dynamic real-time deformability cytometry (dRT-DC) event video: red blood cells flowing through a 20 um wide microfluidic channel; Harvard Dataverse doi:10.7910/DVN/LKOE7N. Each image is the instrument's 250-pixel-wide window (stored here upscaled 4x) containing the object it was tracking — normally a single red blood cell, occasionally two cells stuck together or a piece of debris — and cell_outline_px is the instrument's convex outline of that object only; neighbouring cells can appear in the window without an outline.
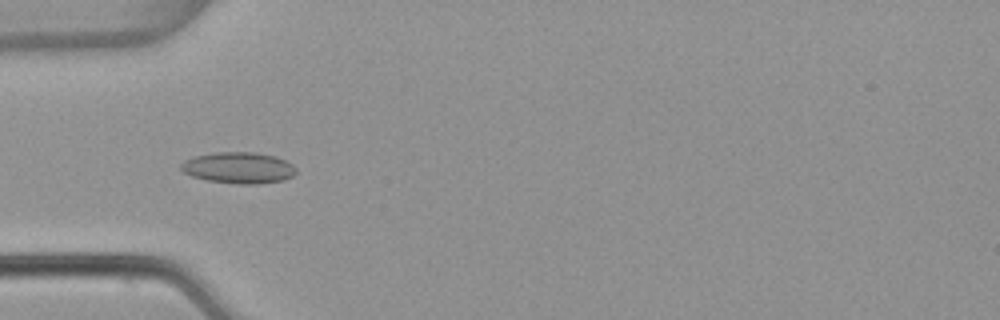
{"species": "common noctule bat (a hibernating species)", "species_latin": "Nyctalus noctula", "temperature_condition": "warm", "stored_images_in_passage": 53, "camera_frame_rate_fps": 3000, "um_per_image_px": 0.085, "animal": {"sex": "female", "body_mass_g": 22.7, "forearm_length_mm": 54.2}, "frame": {"image": 1, "passage_image": 17, "time_ms": 5.333, "image_size_px": [1000, 320], "cell_outline_px": [[296, 172], [292, 176], [284, 180], [260, 184], [236, 184], [208, 180], [192, 176], [184, 172], [180, 168], [180, 164], [184, 160], [196, 156], [212, 152], [256, 152], [276, 156], [292, 164], [296, 168]], "centroid_in_image_um": [20.29, 14.26], "position_along_channel_um": 64.7, "area_um2": 21.1}}
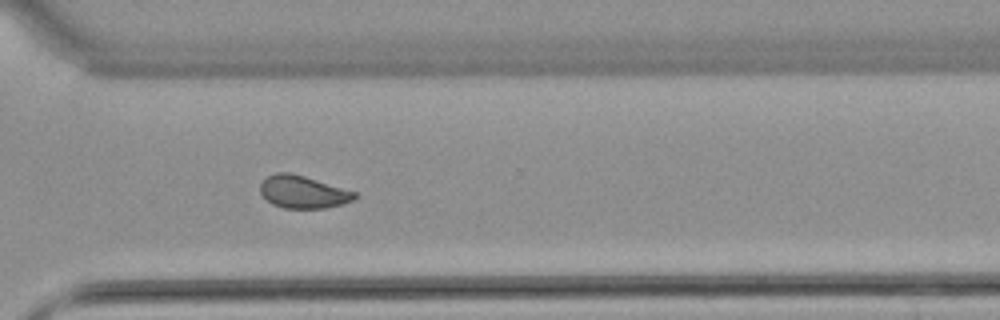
{"frame": {"image": 2, "passage_image": 39, "time_ms": 12.667, "image_size_px": [1000, 320], "cell_outline_px": [[356, 196], [352, 200], [344, 204], [324, 208], [284, 208], [272, 204], [260, 192], [260, 184], [268, 176], [276, 172], [288, 172], [304, 176], [356, 192]], "centroid_in_image_um": [25.74, 16.32], "position_along_channel_um": 344.9, "area_um2": 17.69}}
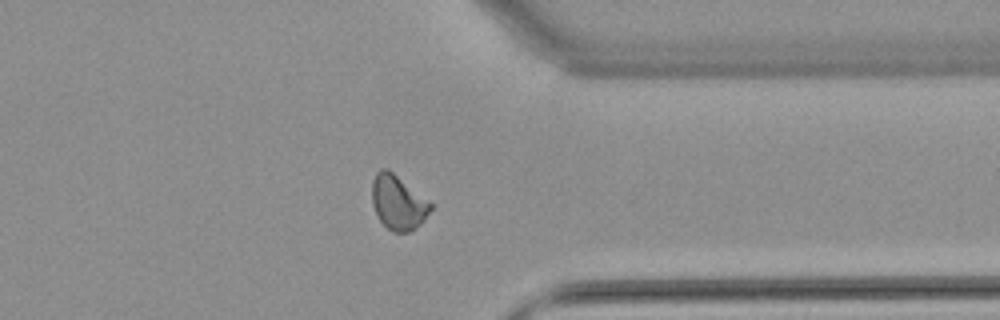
{"frame": {"image": 3, "passage_image": 42, "time_ms": 13.667, "image_size_px": [1000, 320], "cell_outline_px": [[432, 208], [424, 220], [416, 228], [408, 232], [392, 232], [376, 216], [372, 204], [372, 180], [376, 172], [380, 168], [388, 168], [432, 204]], "centroid_in_image_um": [33.8, 17.21], "position_along_channel_um": 377.6, "area_um2": 18.55}, "authors_computed_cell_mechanics": {"area_um2": 18.5538, "velocity_mm_per_s": 3.8248, "shape_relaxation_time_tau1_ms": null, "shape_relaxation_time_tau2_ms": 2.2624, "deformation_change_tau1": null, "deformation_change_tau2": 0.0697}}